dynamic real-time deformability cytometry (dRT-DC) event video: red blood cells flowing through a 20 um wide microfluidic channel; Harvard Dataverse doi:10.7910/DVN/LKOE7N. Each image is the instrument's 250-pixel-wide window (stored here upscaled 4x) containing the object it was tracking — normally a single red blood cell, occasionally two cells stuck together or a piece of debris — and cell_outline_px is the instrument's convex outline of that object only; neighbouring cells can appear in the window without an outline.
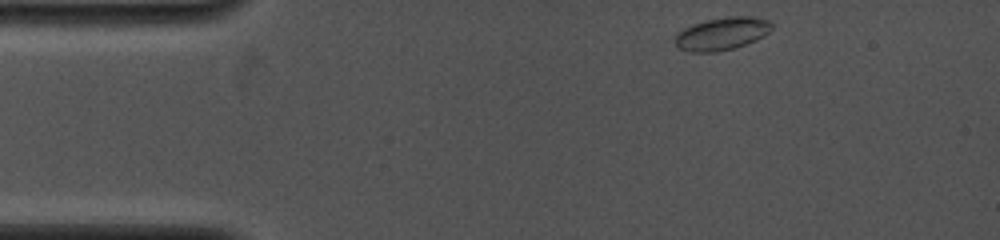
{"species": "common noctule bat (a hibernating species)", "species_latin": "Nyctalus noctula", "temperature_condition": "cold", "stored_images_in_passage": 49, "camera_frame_rate_fps": 4000, "um_per_image_px": 0.085, "animal": {"sex": "female", "body_mass_g": 19.0, "forearm_length_mm": 53.3}, "frame": {"image": 1, "passage_image": 1, "time_ms": 0.0, "image_size_px": [1000, 240], "cell_outline_px": [[772, 28], [764, 36], [756, 40], [736, 48], [716, 52], [692, 52], [676, 48], [676, 32], [692, 24], [724, 16], [752, 16], [768, 20], [772, 24]], "centroid_in_image_um": [61.36, 2.87], "position_along_channel_um": 23.6, "area_um2": 18.61}}
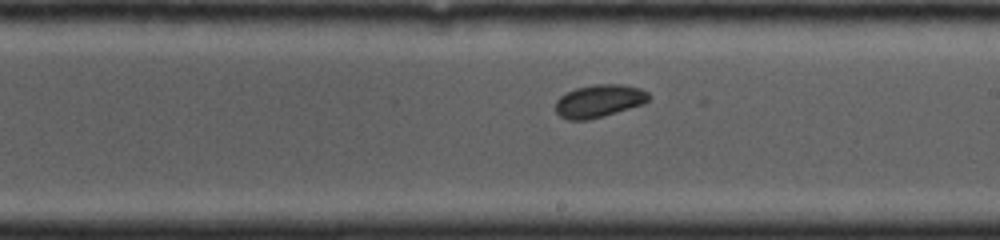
{"frame": {"image": 2, "passage_image": 28, "time_ms": 6.75, "image_size_px": [1000, 240], "cell_outline_px": [[652, 96], [644, 104], [604, 116], [588, 120], [568, 120], [560, 116], [556, 112], [556, 100], [560, 96], [576, 88], [596, 84], [620, 84], [640, 88], [648, 92]], "centroid_in_image_um": [50.94, 8.59], "position_along_channel_um": 238.1, "area_um2": 17.86}}
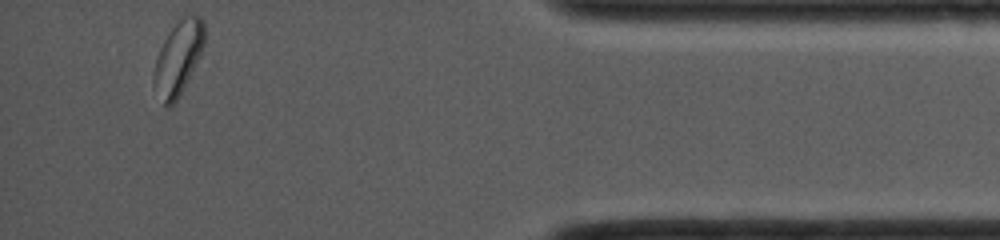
{"frame": {"image": 3, "passage_image": 49, "time_ms": 12.0, "image_size_px": [1000, 240], "cell_outline_px": [[204, 44], [200, 56], [180, 96], [168, 108], [164, 104], [152, 84], [152, 76], [156, 60], [160, 48], [168, 32], [188, 12], [200, 16], [204, 24]], "centroid_in_image_um": [15.15, 4.92], "position_along_channel_um": 420.1, "area_um2": 21.68}, "authors_computed_cell_mechanics": {"area_um2": 17.6868, "velocity_mm_per_s": 4.1355, "shape_relaxation_time_tau1_ms": null, "shape_relaxation_time_tau2_ms": 2.6277, "deformation_change_tau1": null, "deformation_change_tau2": 0.0463}}